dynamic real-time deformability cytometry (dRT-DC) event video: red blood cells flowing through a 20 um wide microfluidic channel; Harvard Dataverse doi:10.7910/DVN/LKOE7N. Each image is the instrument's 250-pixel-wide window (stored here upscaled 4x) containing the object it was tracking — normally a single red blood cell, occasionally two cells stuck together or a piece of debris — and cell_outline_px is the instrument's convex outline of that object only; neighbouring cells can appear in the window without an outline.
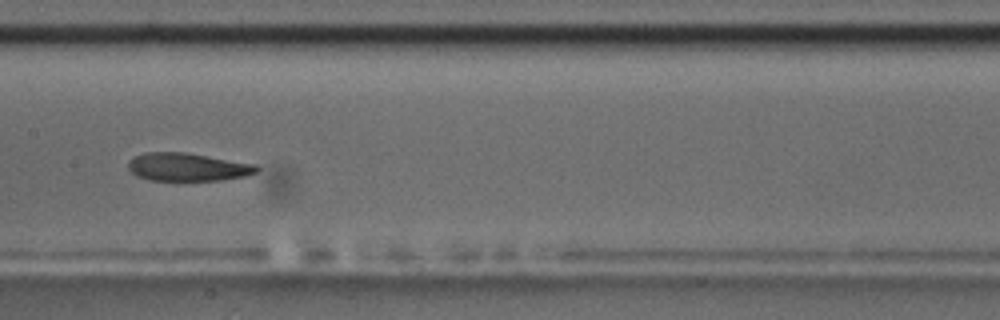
{"species": "common noctule bat (a hibernating species)", "species_latin": "Nyctalus noctula", "temperature_condition": "room temperature", "stored_images_in_passage": 9, "camera_frame_rate_fps": 3000, "um_per_image_px": 0.085, "animal": {"sex": "male", "body_mass_g": 17.5, "forearm_length_mm": 52.3}, "frame": {"image": 1, "passage_image": 9, "time_ms": 9.333, "image_size_px": [1000, 320], "cell_outline_px": [[260, 168], [256, 172], [248, 176], [220, 180], [148, 180], [136, 176], [128, 168], [128, 160], [144, 152], [184, 152], [256, 164]], "centroid_in_image_um": [15.94, 14.2], "position_along_channel_um": 191.5, "area_um2": 21.04}}